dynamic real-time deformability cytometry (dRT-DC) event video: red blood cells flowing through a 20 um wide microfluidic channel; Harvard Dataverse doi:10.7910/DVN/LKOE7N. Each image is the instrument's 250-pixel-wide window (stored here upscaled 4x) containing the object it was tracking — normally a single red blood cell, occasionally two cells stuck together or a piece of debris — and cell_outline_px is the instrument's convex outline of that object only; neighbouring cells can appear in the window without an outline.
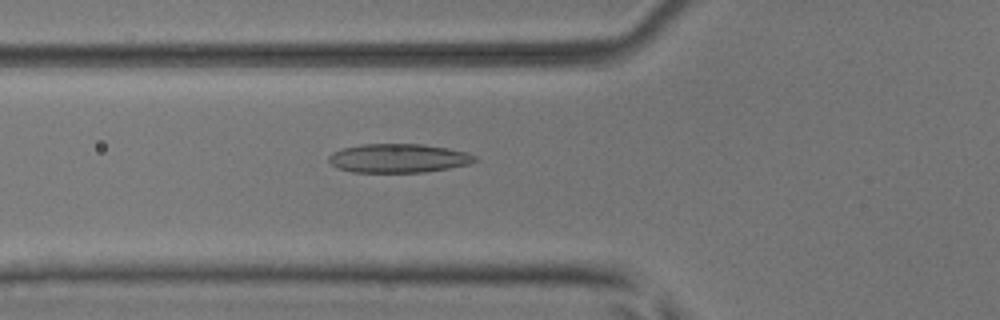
{"species": "common noctule bat (a hibernating species)", "species_latin": "Nyctalus noctula", "temperature_condition": "room temperature", "stored_images_in_passage": 52, "camera_frame_rate_fps": 3000, "um_per_image_px": 0.085, "animal": {"sex": "male", "body_mass_g": 17.9, "forearm_length_mm": 54.2}, "frame": {"image": 1, "passage_image": 19, "time_ms": 6.0, "image_size_px": [1000, 320], "cell_outline_px": [[480, 160], [468, 164], [448, 168], [424, 172], [352, 172], [340, 168], [332, 164], [328, 160], [328, 156], [332, 152], [344, 148], [360, 144], [424, 144], [448, 148], [468, 152], [476, 156]], "centroid_in_image_um": [33.9, 13.44], "position_along_channel_um": 91.9, "area_um2": 24.62}}
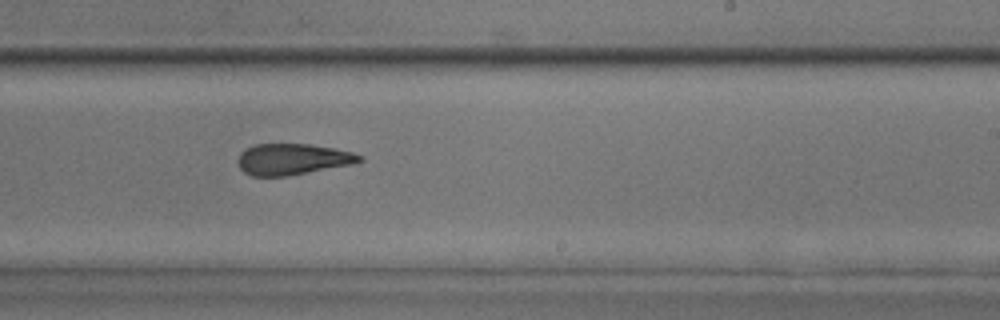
{"frame": {"image": 2, "passage_image": 32, "time_ms": 10.333, "image_size_px": [1000, 320], "cell_outline_px": [[364, 160], [356, 164], [288, 176], [252, 176], [244, 172], [240, 168], [236, 160], [240, 152], [244, 148], [252, 144], [312, 144], [352, 152], [364, 156]], "centroid_in_image_um": [24.87, 13.53], "position_along_channel_um": 264.1, "area_um2": 22.54}}
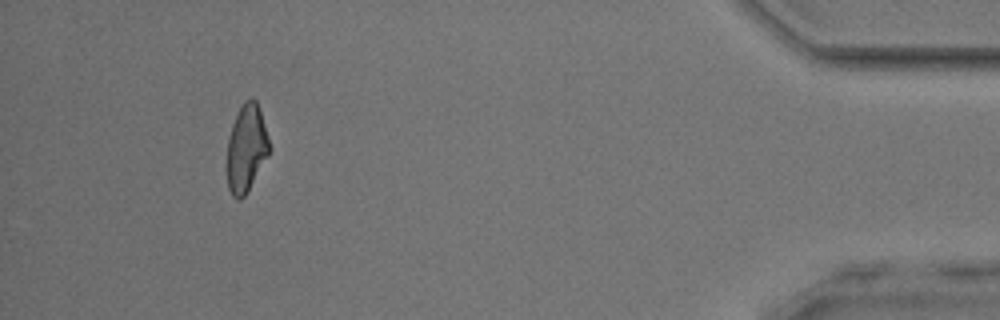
{"frame": {"image": 3, "passage_image": 48, "time_ms": 15.667, "image_size_px": [1000, 320], "cell_outline_px": [[268, 156], [244, 196], [240, 200], [236, 200], [232, 196], [228, 188], [228, 136], [232, 124], [244, 100], [256, 100], [260, 112], [268, 140]], "centroid_in_image_um": [20.91, 12.64], "position_along_channel_um": 414.3, "area_um2": 20.81}, "authors_computed_cell_mechanics": {"area_um2": 23.0333, "velocity_mm_per_s": 3.9775, "shape_relaxation_time_tau1_ms": null, "shape_relaxation_time_tau2_ms": 2.609, "deformation_change_tau1": null, "deformation_change_tau2": 0.1156}}